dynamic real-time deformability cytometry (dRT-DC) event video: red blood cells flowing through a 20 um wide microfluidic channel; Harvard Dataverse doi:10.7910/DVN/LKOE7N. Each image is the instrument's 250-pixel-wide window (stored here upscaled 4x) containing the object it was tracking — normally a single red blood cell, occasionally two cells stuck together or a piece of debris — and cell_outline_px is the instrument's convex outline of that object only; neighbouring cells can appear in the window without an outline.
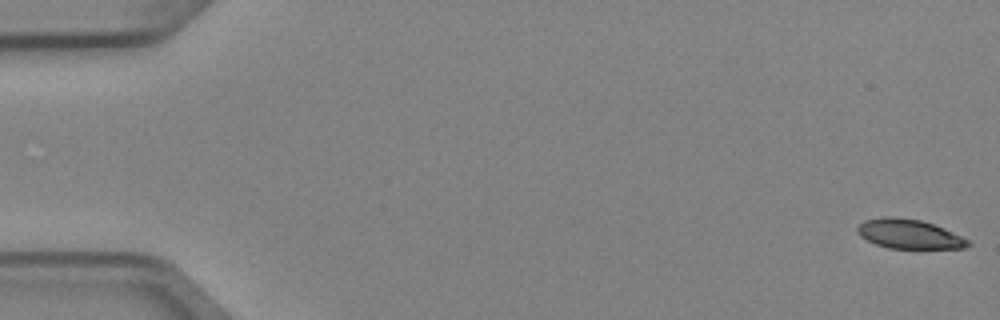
{"species": "Egyptian fruit bat (a non-hibernating species)", "species_latin": "Rousettus aegyptiacus", "temperature_condition": "cold", "stored_images_in_passage": 5, "camera_frame_rate_fps": 3000, "um_per_image_px": 0.085, "animal": {"sex": "female"}, "frame": {"image": 1, "passage_image": 1, "time_ms": 0.0, "image_size_px": [1000, 320], "cell_outline_px": [[972, 244], [964, 248], [888, 248], [876, 244], [860, 236], [856, 232], [856, 228], [864, 220], [884, 216], [896, 216], [920, 220], [944, 228], [968, 240]], "centroid_in_image_um": [77.24, 19.88], "position_along_channel_um": 7.8, "area_um2": 18.84}}
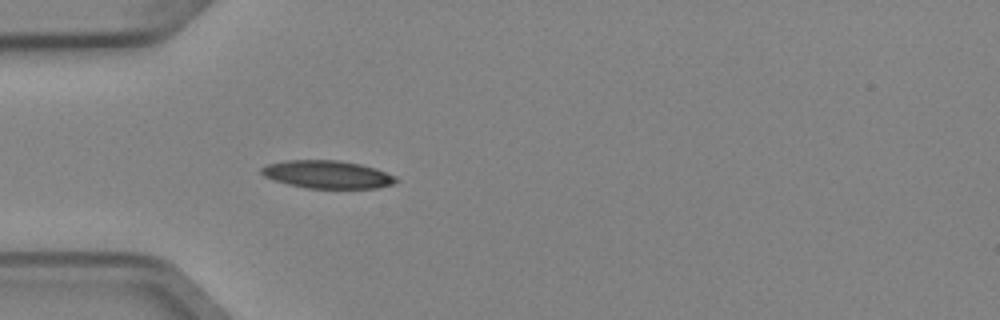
{"frame": {"image": 2, "passage_image": 5, "time_ms": 1.333, "image_size_px": [1000, 320], "cell_outline_px": [[400, 180], [396, 184], [376, 188], [308, 188], [288, 184], [272, 180], [264, 176], [260, 172], [260, 168], [268, 164], [284, 160], [340, 160], [360, 164], [376, 168], [396, 176]], "centroid_in_image_um": [27.85, 14.83], "position_along_channel_um": 57.1, "area_um2": 22.08}}